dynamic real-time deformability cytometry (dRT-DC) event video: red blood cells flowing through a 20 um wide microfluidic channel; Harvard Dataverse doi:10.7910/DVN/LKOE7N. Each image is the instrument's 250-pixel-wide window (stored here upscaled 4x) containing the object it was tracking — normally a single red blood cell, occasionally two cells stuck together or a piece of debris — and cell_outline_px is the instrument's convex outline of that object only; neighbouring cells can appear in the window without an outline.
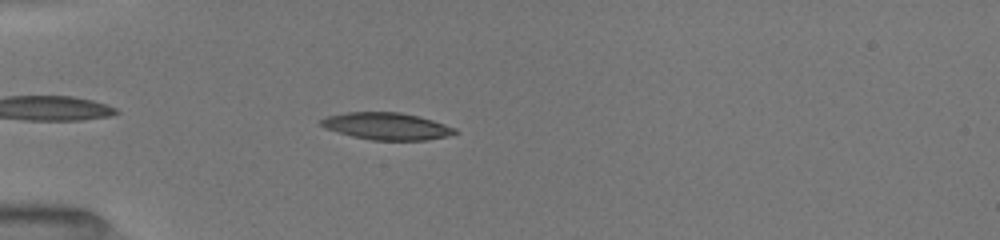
{"species": "common noctule bat (a hibernating species)", "species_latin": "Nyctalus noctula", "temperature_condition": "room temperature", "stored_images_in_passage": 40, "camera_frame_rate_fps": 3000, "um_per_image_px": 0.085, "animal": {"sex": "female", "body_mass_g": 19.5, "forearm_length_mm": 54.1}, "frame": {"image": 1, "passage_image": 4, "time_ms": 1.0, "image_size_px": [1000, 240], "cell_outline_px": [[456, 132], [448, 136], [424, 140], [372, 140], [352, 136], [324, 128], [320, 124], [320, 120], [328, 116], [348, 112], [400, 112], [432, 120], [456, 128]], "centroid_in_image_um": [32.85, 10.73], "position_along_channel_um": 52.2, "area_um2": 20.87}}
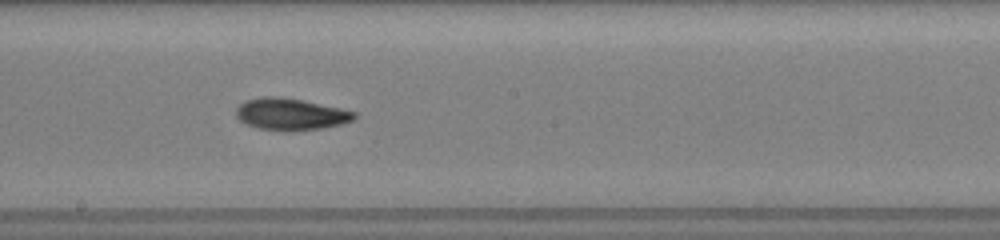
{"frame": {"image": 2, "passage_image": 18, "time_ms": 5.667, "image_size_px": [1000, 240], "cell_outline_px": [[356, 116], [352, 120], [340, 124], [324, 128], [288, 132], [256, 128], [240, 120], [236, 116], [236, 108], [240, 104], [248, 100], [264, 96], [280, 96], [340, 108], [356, 112]], "centroid_in_image_um": [24.69, 9.72], "position_along_channel_um": 223.5, "area_um2": 21.85}}
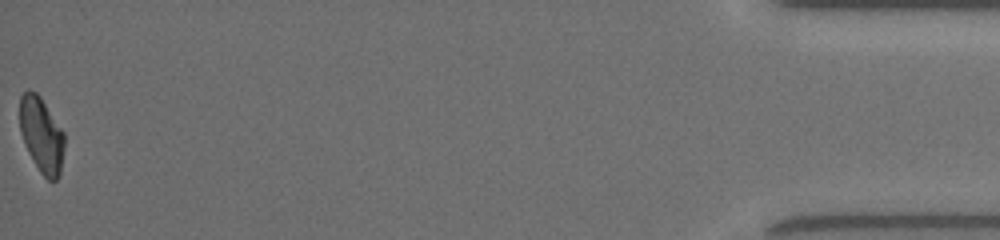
{"frame": {"image": 3, "passage_image": 40, "time_ms": 13.0, "image_size_px": [1000, 240], "cell_outline_px": [[64, 148], [60, 172], [56, 180], [48, 180], [40, 172], [28, 152], [24, 144], [20, 132], [20, 96], [28, 88], [36, 92], [40, 96], [64, 132]], "centroid_in_image_um": [3.52, 11.45], "position_along_channel_um": 431.7, "area_um2": 19.59}, "authors_computed_cell_mechanics": {"area_um2": 20.9814, "velocity_mm_per_s": 4.0423, "shape_relaxation_time_tau1_ms": 4.7069, "shape_relaxation_time_tau2_ms": 4.9539, "deformation_change_tau1": 0.1536, "deformation_change_tau2": 0.1113}}